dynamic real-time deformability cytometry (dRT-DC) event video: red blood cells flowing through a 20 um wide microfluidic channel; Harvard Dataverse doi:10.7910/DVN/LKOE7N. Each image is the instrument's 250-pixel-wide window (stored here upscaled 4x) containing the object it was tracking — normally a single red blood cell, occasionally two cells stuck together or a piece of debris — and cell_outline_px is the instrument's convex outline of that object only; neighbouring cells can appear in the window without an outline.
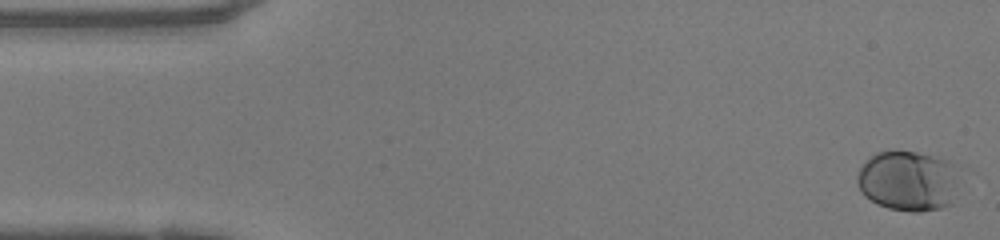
{"species": "human", "species_latin": "Homo sapiens", "temperature_condition": "warm", "stored_images_in_passage": 50, "camera_frame_rate_fps": 3000, "um_per_image_px": 0.085, "donor": {"sex": "female"}, "frame": {"image": 1, "passage_image": 1, "time_ms": 0.0, "image_size_px": [1000, 240], "cell_outline_px": [[952, 204], [940, 208], [920, 212], [912, 212], [888, 208], [876, 204], [864, 196], [860, 192], [856, 180], [856, 176], [860, 168], [868, 156], [876, 152], [916, 152], [948, 160], [952, 164]], "centroid_in_image_um": [77.05, 15.39], "position_along_channel_um": 8.0, "area_um2": 35.14}}
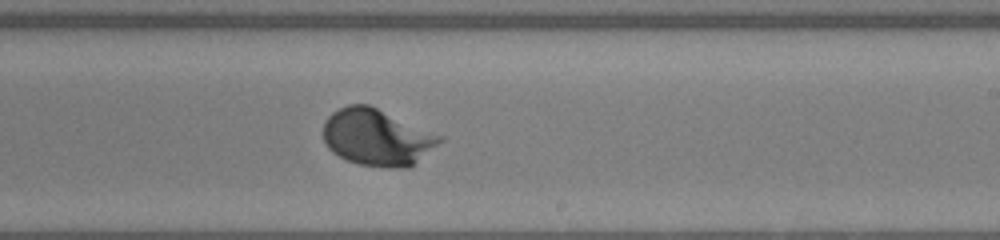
{"frame": {"image": 2, "passage_image": 29, "time_ms": 9.333, "image_size_px": [1000, 240], "cell_outline_px": [[444, 140], [408, 168], [388, 168], [356, 164], [332, 152], [324, 144], [324, 124], [328, 116], [332, 112], [348, 104], [368, 104], [444, 136]], "centroid_in_image_um": [32.05, 11.67], "position_along_channel_um": 257.0, "area_um2": 38.49}}
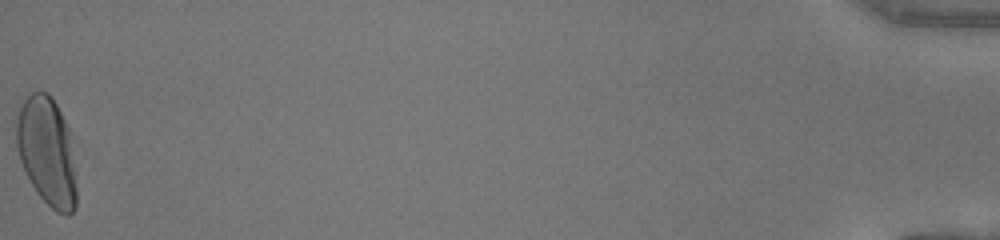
{"frame": {"image": 3, "passage_image": 50, "time_ms": 16.333, "image_size_px": [1000, 240], "cell_outline_px": [[76, 208], [68, 216], [56, 212], [36, 192], [20, 160], [16, 144], [16, 116], [24, 100], [32, 92], [48, 92], [52, 96], [68, 128], [76, 188]], "centroid_in_image_um": [3.97, 12.88], "position_along_channel_um": 431.2, "area_um2": 37.51}}